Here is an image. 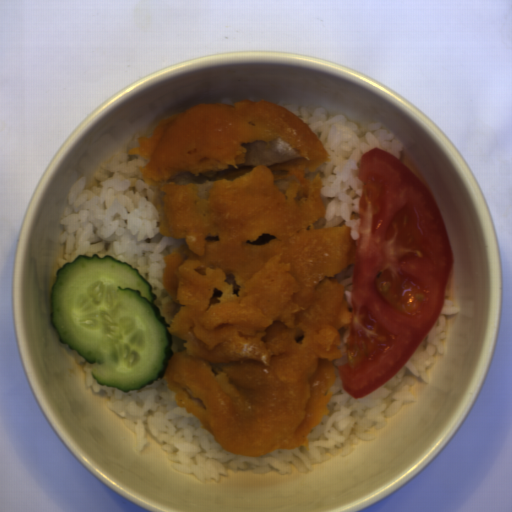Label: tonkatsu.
Masks as SVG:
<instances>
[{"label":"tonkatsu","mask_w":512,"mask_h":512,"mask_svg":"<svg viewBox=\"0 0 512 512\" xmlns=\"http://www.w3.org/2000/svg\"><path fill=\"white\" fill-rule=\"evenodd\" d=\"M127 155L148 158L143 182L164 238L163 281L180 307L168 334L182 339L163 382L228 452H310L331 412L327 392L353 313L350 226L325 218L319 171L329 155L309 126L267 101L198 103L157 123Z\"/></svg>","instance_id":"d4beea91"}]
</instances>
